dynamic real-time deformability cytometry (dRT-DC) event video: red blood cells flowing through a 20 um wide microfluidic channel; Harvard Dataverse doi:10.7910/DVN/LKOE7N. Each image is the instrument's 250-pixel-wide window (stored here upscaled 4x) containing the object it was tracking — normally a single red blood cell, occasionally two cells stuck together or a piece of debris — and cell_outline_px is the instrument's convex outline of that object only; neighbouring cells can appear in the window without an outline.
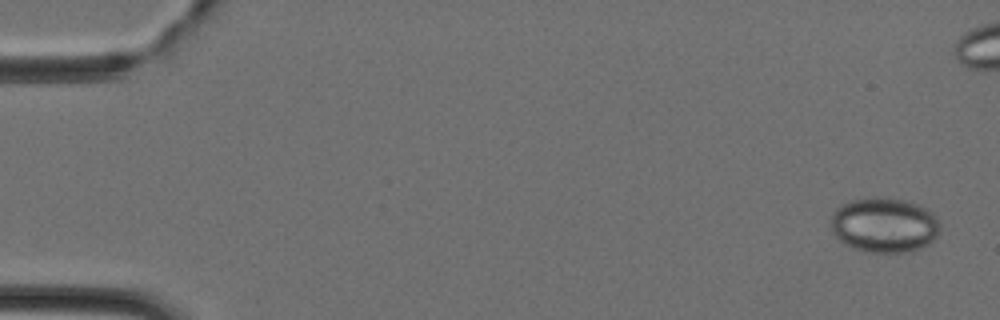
{"species": "Egyptian fruit bat (a non-hibernating species)", "species_latin": "Rousettus aegyptiacus", "temperature_condition": "cold", "stored_images_in_passage": 46, "camera_frame_rate_fps": 3000, "um_per_image_px": 0.085, "animal": {"sex": "female"}, "frame": {"image": 1, "passage_image": 2, "time_ms": 0.333, "image_size_px": [1000, 320], "cell_outline_px": [[940, 232], [928, 244], [912, 252], [868, 252], [852, 248], [844, 244], [832, 232], [832, 212], [840, 204], [852, 200], [904, 200], [928, 208], [936, 216], [940, 224]], "centroid_in_image_um": [75.18, 19.17], "position_along_channel_um": 9.8, "area_um2": 34.51}}
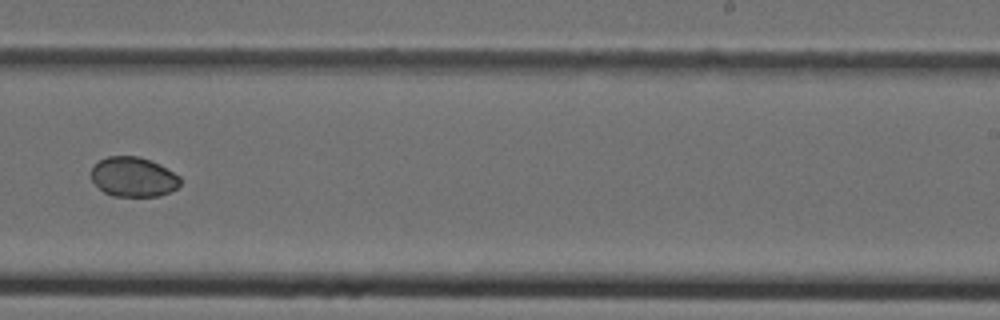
{"frame": {"image": 2, "passage_image": 29, "time_ms": 9.333, "image_size_px": [1000, 320], "cell_outline_px": [[180, 184], [172, 192], [160, 196], [112, 196], [104, 192], [92, 180], [92, 168], [100, 160], [108, 156], [136, 156], [160, 164], [180, 176]], "centroid_in_image_um": [11.36, 15.05], "position_along_channel_um": 277.6, "area_um2": 20.52}}
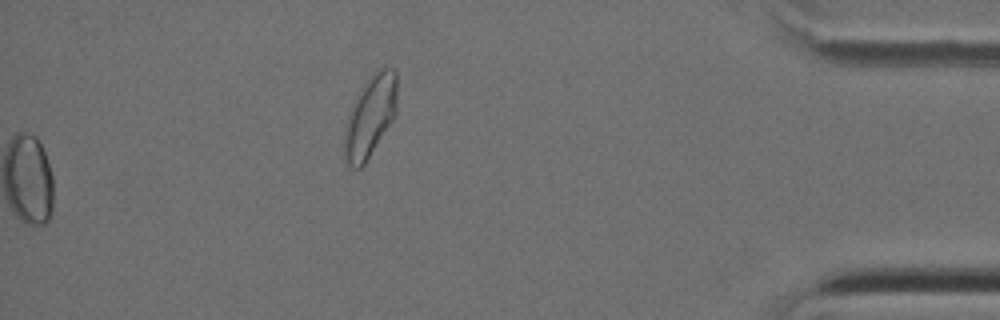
{"frame": {"image": 3, "passage_image": 46, "time_ms": 15.0, "image_size_px": [1000, 320], "cell_outline_px": [[396, 116], [364, 164], [360, 168], [352, 168], [344, 160], [344, 124], [352, 104], [364, 84], [380, 68], [392, 68], [396, 72]], "centroid_in_image_um": [31.45, 9.94], "position_along_channel_um": 403.8, "area_um2": 24.91}}